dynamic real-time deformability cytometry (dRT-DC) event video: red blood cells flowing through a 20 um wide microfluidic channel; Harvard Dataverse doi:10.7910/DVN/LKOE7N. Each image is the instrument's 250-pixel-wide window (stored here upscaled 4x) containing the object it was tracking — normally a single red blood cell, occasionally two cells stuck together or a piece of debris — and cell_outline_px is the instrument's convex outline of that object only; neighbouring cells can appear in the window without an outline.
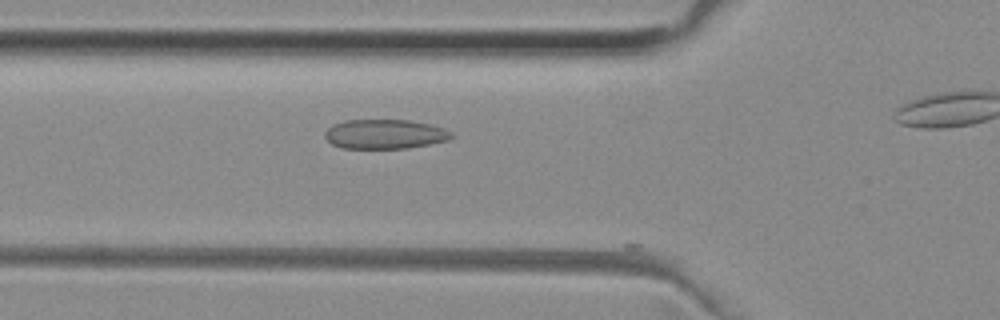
{"species": "common noctule bat (a hibernating species)", "species_latin": "Nyctalus noctula", "temperature_condition": "room temperature", "stored_images_in_passage": 15, "camera_frame_rate_fps": 3000, "um_per_image_px": 0.085, "animal": {"sex": "female", "body_mass_g": 29.2, "forearm_length_mm": 56.3}, "frame": {"image": 1, "passage_image": 14, "time_ms": 4.333, "image_size_px": [1000, 320], "cell_outline_px": [[452, 136], [448, 140], [408, 148], [340, 148], [332, 144], [324, 136], [324, 132], [332, 124], [344, 120], [408, 120], [428, 124], [444, 128], [452, 132]], "centroid_in_image_um": [32.67, 11.4], "position_along_channel_um": 93.1, "area_um2": 21.68}}